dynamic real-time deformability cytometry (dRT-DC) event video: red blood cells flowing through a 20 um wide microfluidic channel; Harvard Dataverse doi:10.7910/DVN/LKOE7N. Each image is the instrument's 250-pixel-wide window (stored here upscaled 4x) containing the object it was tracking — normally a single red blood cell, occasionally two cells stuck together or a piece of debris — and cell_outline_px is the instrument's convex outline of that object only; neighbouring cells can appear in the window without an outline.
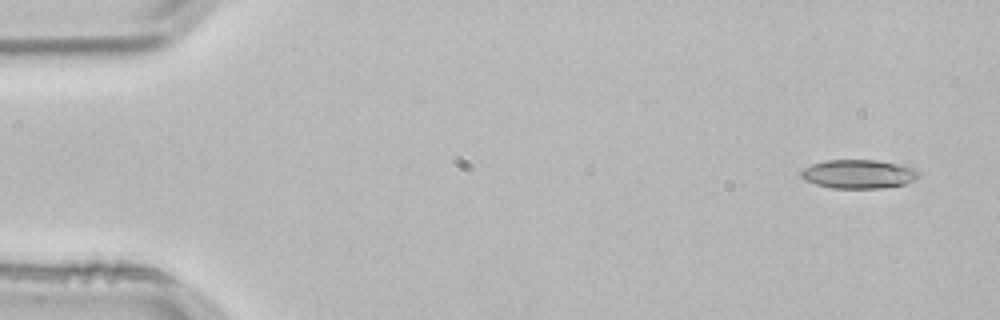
{"species": "common noctule bat (a hibernating species)", "species_latin": "Nyctalus noctula", "temperature_condition": "room temperature", "stored_images_in_passage": 4, "camera_frame_rate_fps": 3000, "um_per_image_px": 0.085, "animal": {"sex": "male", "body_mass_g": 21.5, "forearm_length_mm": 52.0}, "frame": {"image": 1, "passage_image": 1, "time_ms": 0.0, "image_size_px": [1000, 320], "cell_outline_px": [[920, 176], [916, 180], [904, 184], [880, 188], [832, 188], [816, 184], [804, 180], [800, 176], [800, 172], [804, 168], [812, 164], [828, 160], [876, 160], [896, 164], [912, 168]], "centroid_in_image_um": [72.94, 14.8], "position_along_channel_um": 12.1, "area_um2": 19.54}}
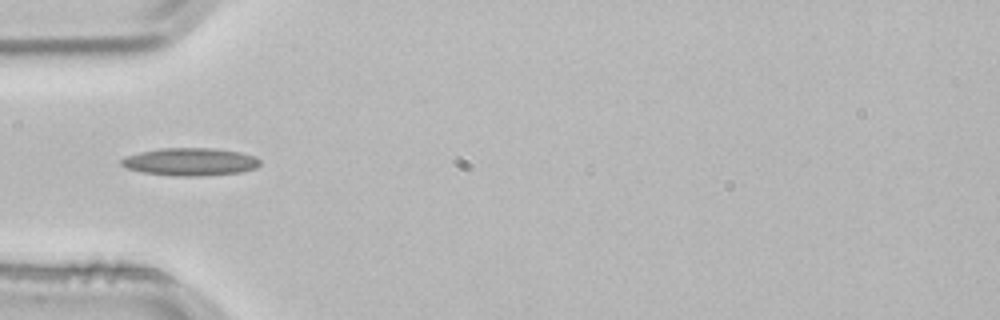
{"frame": {"image": 2, "passage_image": 4, "time_ms": 1.0, "image_size_px": [1000, 320], "cell_outline_px": [[260, 164], [256, 168], [240, 172], [204, 176], [172, 176], [140, 172], [124, 168], [120, 164], [120, 160], [128, 156], [140, 152], [160, 148], [216, 148], [240, 152], [256, 156], [260, 160]], "centroid_in_image_um": [16.16, 13.76], "position_along_channel_um": 68.8, "area_um2": 22.66}}